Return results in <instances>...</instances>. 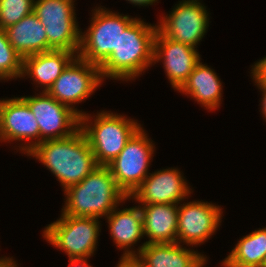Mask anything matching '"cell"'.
Returning a JSON list of instances; mask_svg holds the SVG:
<instances>
[{"instance_id": "cell-31", "label": "cell", "mask_w": 266, "mask_h": 267, "mask_svg": "<svg viewBox=\"0 0 266 267\" xmlns=\"http://www.w3.org/2000/svg\"><path fill=\"white\" fill-rule=\"evenodd\" d=\"M261 267H266V257Z\"/></svg>"}, {"instance_id": "cell-12", "label": "cell", "mask_w": 266, "mask_h": 267, "mask_svg": "<svg viewBox=\"0 0 266 267\" xmlns=\"http://www.w3.org/2000/svg\"><path fill=\"white\" fill-rule=\"evenodd\" d=\"M180 202L178 206L177 243L196 247L216 233L222 221L223 209L203 201Z\"/></svg>"}, {"instance_id": "cell-11", "label": "cell", "mask_w": 266, "mask_h": 267, "mask_svg": "<svg viewBox=\"0 0 266 267\" xmlns=\"http://www.w3.org/2000/svg\"><path fill=\"white\" fill-rule=\"evenodd\" d=\"M34 114L40 128V143L66 138L80 129V116L47 92L21 97Z\"/></svg>"}, {"instance_id": "cell-29", "label": "cell", "mask_w": 266, "mask_h": 267, "mask_svg": "<svg viewBox=\"0 0 266 267\" xmlns=\"http://www.w3.org/2000/svg\"><path fill=\"white\" fill-rule=\"evenodd\" d=\"M18 264L16 263V261H14V259L11 257H3L0 260V267H18Z\"/></svg>"}, {"instance_id": "cell-2", "label": "cell", "mask_w": 266, "mask_h": 267, "mask_svg": "<svg viewBox=\"0 0 266 267\" xmlns=\"http://www.w3.org/2000/svg\"><path fill=\"white\" fill-rule=\"evenodd\" d=\"M156 32L157 25L136 17L119 35L117 49L99 67L103 81L134 80L152 66Z\"/></svg>"}, {"instance_id": "cell-16", "label": "cell", "mask_w": 266, "mask_h": 267, "mask_svg": "<svg viewBox=\"0 0 266 267\" xmlns=\"http://www.w3.org/2000/svg\"><path fill=\"white\" fill-rule=\"evenodd\" d=\"M135 258L141 267H204L208 260L177 242L145 244Z\"/></svg>"}, {"instance_id": "cell-25", "label": "cell", "mask_w": 266, "mask_h": 267, "mask_svg": "<svg viewBox=\"0 0 266 267\" xmlns=\"http://www.w3.org/2000/svg\"><path fill=\"white\" fill-rule=\"evenodd\" d=\"M251 71V78L256 83L255 85L258 87L259 90H261L262 93V100H261V113L262 117L266 120V82H264L252 69Z\"/></svg>"}, {"instance_id": "cell-1", "label": "cell", "mask_w": 266, "mask_h": 267, "mask_svg": "<svg viewBox=\"0 0 266 267\" xmlns=\"http://www.w3.org/2000/svg\"><path fill=\"white\" fill-rule=\"evenodd\" d=\"M27 155L47 167L57 177L63 190L80 183L98 167L81 129L66 138L44 140Z\"/></svg>"}, {"instance_id": "cell-4", "label": "cell", "mask_w": 266, "mask_h": 267, "mask_svg": "<svg viewBox=\"0 0 266 267\" xmlns=\"http://www.w3.org/2000/svg\"><path fill=\"white\" fill-rule=\"evenodd\" d=\"M93 117L96 118L91 119ZM93 117L85 112L80 117V129L89 142L97 165L107 166L120 154L141 124L110 111L97 112Z\"/></svg>"}, {"instance_id": "cell-20", "label": "cell", "mask_w": 266, "mask_h": 267, "mask_svg": "<svg viewBox=\"0 0 266 267\" xmlns=\"http://www.w3.org/2000/svg\"><path fill=\"white\" fill-rule=\"evenodd\" d=\"M4 30L9 43L22 58L53 50L48 45L44 25L33 12Z\"/></svg>"}, {"instance_id": "cell-17", "label": "cell", "mask_w": 266, "mask_h": 267, "mask_svg": "<svg viewBox=\"0 0 266 267\" xmlns=\"http://www.w3.org/2000/svg\"><path fill=\"white\" fill-rule=\"evenodd\" d=\"M77 57L68 50H51L23 58L21 78L28 76L47 92L65 68ZM40 84V85H39Z\"/></svg>"}, {"instance_id": "cell-14", "label": "cell", "mask_w": 266, "mask_h": 267, "mask_svg": "<svg viewBox=\"0 0 266 267\" xmlns=\"http://www.w3.org/2000/svg\"><path fill=\"white\" fill-rule=\"evenodd\" d=\"M178 168L150 173L130 196L140 204H179L188 198L192 188Z\"/></svg>"}, {"instance_id": "cell-18", "label": "cell", "mask_w": 266, "mask_h": 267, "mask_svg": "<svg viewBox=\"0 0 266 267\" xmlns=\"http://www.w3.org/2000/svg\"><path fill=\"white\" fill-rule=\"evenodd\" d=\"M143 232L148 241L138 247L136 255L149 243H174L177 239L178 204H141Z\"/></svg>"}, {"instance_id": "cell-21", "label": "cell", "mask_w": 266, "mask_h": 267, "mask_svg": "<svg viewBox=\"0 0 266 267\" xmlns=\"http://www.w3.org/2000/svg\"><path fill=\"white\" fill-rule=\"evenodd\" d=\"M222 87L221 79L214 69L199 62L178 91L189 95L190 98L195 99L205 109L215 111L222 102Z\"/></svg>"}, {"instance_id": "cell-3", "label": "cell", "mask_w": 266, "mask_h": 267, "mask_svg": "<svg viewBox=\"0 0 266 267\" xmlns=\"http://www.w3.org/2000/svg\"><path fill=\"white\" fill-rule=\"evenodd\" d=\"M62 214L76 217H106L113 209L131 199L118 187L107 166H98L80 183L64 190Z\"/></svg>"}, {"instance_id": "cell-26", "label": "cell", "mask_w": 266, "mask_h": 267, "mask_svg": "<svg viewBox=\"0 0 266 267\" xmlns=\"http://www.w3.org/2000/svg\"><path fill=\"white\" fill-rule=\"evenodd\" d=\"M252 70L266 82V56L252 65Z\"/></svg>"}, {"instance_id": "cell-10", "label": "cell", "mask_w": 266, "mask_h": 267, "mask_svg": "<svg viewBox=\"0 0 266 267\" xmlns=\"http://www.w3.org/2000/svg\"><path fill=\"white\" fill-rule=\"evenodd\" d=\"M209 14L200 0H182L162 16L157 30L165 37L197 49L207 33Z\"/></svg>"}, {"instance_id": "cell-28", "label": "cell", "mask_w": 266, "mask_h": 267, "mask_svg": "<svg viewBox=\"0 0 266 267\" xmlns=\"http://www.w3.org/2000/svg\"><path fill=\"white\" fill-rule=\"evenodd\" d=\"M89 258H69V266L68 267H92L87 261Z\"/></svg>"}, {"instance_id": "cell-27", "label": "cell", "mask_w": 266, "mask_h": 267, "mask_svg": "<svg viewBox=\"0 0 266 267\" xmlns=\"http://www.w3.org/2000/svg\"><path fill=\"white\" fill-rule=\"evenodd\" d=\"M116 267H141L139 261L135 257H122Z\"/></svg>"}, {"instance_id": "cell-9", "label": "cell", "mask_w": 266, "mask_h": 267, "mask_svg": "<svg viewBox=\"0 0 266 267\" xmlns=\"http://www.w3.org/2000/svg\"><path fill=\"white\" fill-rule=\"evenodd\" d=\"M102 81L99 66L76 57L55 80L47 93L81 117L85 114L84 111L75 108L74 105L89 98L102 85Z\"/></svg>"}, {"instance_id": "cell-24", "label": "cell", "mask_w": 266, "mask_h": 267, "mask_svg": "<svg viewBox=\"0 0 266 267\" xmlns=\"http://www.w3.org/2000/svg\"><path fill=\"white\" fill-rule=\"evenodd\" d=\"M35 0H0V28L16 24L31 14Z\"/></svg>"}, {"instance_id": "cell-22", "label": "cell", "mask_w": 266, "mask_h": 267, "mask_svg": "<svg viewBox=\"0 0 266 267\" xmlns=\"http://www.w3.org/2000/svg\"><path fill=\"white\" fill-rule=\"evenodd\" d=\"M266 257V227L242 237L222 261L223 267H261Z\"/></svg>"}, {"instance_id": "cell-6", "label": "cell", "mask_w": 266, "mask_h": 267, "mask_svg": "<svg viewBox=\"0 0 266 267\" xmlns=\"http://www.w3.org/2000/svg\"><path fill=\"white\" fill-rule=\"evenodd\" d=\"M99 219L61 214L59 219L45 227L43 238L63 250L68 258H90L97 249L101 232Z\"/></svg>"}, {"instance_id": "cell-5", "label": "cell", "mask_w": 266, "mask_h": 267, "mask_svg": "<svg viewBox=\"0 0 266 267\" xmlns=\"http://www.w3.org/2000/svg\"><path fill=\"white\" fill-rule=\"evenodd\" d=\"M91 23L87 32L80 33V47L77 57L91 64L101 66L117 49L119 35L135 19L119 14L105 7L92 10Z\"/></svg>"}, {"instance_id": "cell-7", "label": "cell", "mask_w": 266, "mask_h": 267, "mask_svg": "<svg viewBox=\"0 0 266 267\" xmlns=\"http://www.w3.org/2000/svg\"><path fill=\"white\" fill-rule=\"evenodd\" d=\"M140 127L124 149L107 167L118 187L130 197L150 174L149 165L155 151L153 140Z\"/></svg>"}, {"instance_id": "cell-23", "label": "cell", "mask_w": 266, "mask_h": 267, "mask_svg": "<svg viewBox=\"0 0 266 267\" xmlns=\"http://www.w3.org/2000/svg\"><path fill=\"white\" fill-rule=\"evenodd\" d=\"M22 65L23 58L9 43L5 30L0 28V80L21 78Z\"/></svg>"}, {"instance_id": "cell-13", "label": "cell", "mask_w": 266, "mask_h": 267, "mask_svg": "<svg viewBox=\"0 0 266 267\" xmlns=\"http://www.w3.org/2000/svg\"><path fill=\"white\" fill-rule=\"evenodd\" d=\"M16 140L28 141L27 144H20L19 149L24 154L29 153L40 144L39 125L28 104L21 97L0 99V141Z\"/></svg>"}, {"instance_id": "cell-19", "label": "cell", "mask_w": 266, "mask_h": 267, "mask_svg": "<svg viewBox=\"0 0 266 267\" xmlns=\"http://www.w3.org/2000/svg\"><path fill=\"white\" fill-rule=\"evenodd\" d=\"M105 219L116 247L124 250L122 257H135L136 250H132L131 246L144 238L143 214L140 206L121 210L116 207Z\"/></svg>"}, {"instance_id": "cell-15", "label": "cell", "mask_w": 266, "mask_h": 267, "mask_svg": "<svg viewBox=\"0 0 266 267\" xmlns=\"http://www.w3.org/2000/svg\"><path fill=\"white\" fill-rule=\"evenodd\" d=\"M196 48L163 36L158 30L154 38L153 62L161 61L165 74L175 90L187 81L193 69L201 61Z\"/></svg>"}, {"instance_id": "cell-8", "label": "cell", "mask_w": 266, "mask_h": 267, "mask_svg": "<svg viewBox=\"0 0 266 267\" xmlns=\"http://www.w3.org/2000/svg\"><path fill=\"white\" fill-rule=\"evenodd\" d=\"M75 0H35L33 13L44 25L48 45L54 50L78 54L81 29L78 26Z\"/></svg>"}, {"instance_id": "cell-30", "label": "cell", "mask_w": 266, "mask_h": 267, "mask_svg": "<svg viewBox=\"0 0 266 267\" xmlns=\"http://www.w3.org/2000/svg\"><path fill=\"white\" fill-rule=\"evenodd\" d=\"M129 1L132 5L134 4L135 6H150L153 5L155 2L158 0H126Z\"/></svg>"}]
</instances>
